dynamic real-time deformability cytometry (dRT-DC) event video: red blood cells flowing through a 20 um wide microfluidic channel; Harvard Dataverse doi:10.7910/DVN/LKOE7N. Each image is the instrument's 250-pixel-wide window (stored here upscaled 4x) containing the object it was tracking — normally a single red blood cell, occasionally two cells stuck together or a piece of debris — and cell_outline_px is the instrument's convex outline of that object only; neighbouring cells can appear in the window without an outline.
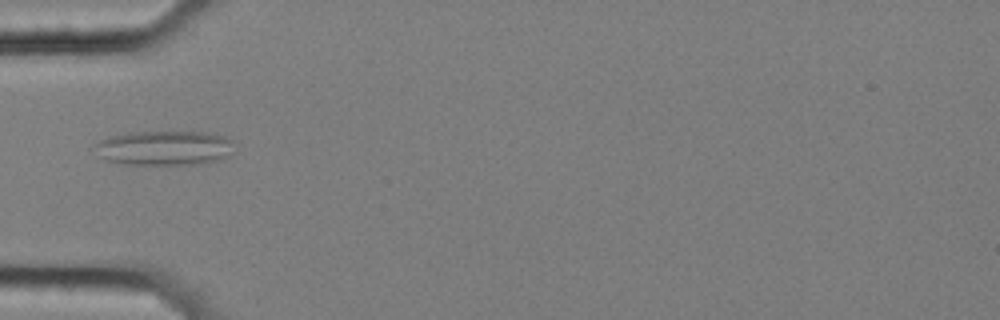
{"species": "common noctule bat (a hibernating species)", "species_latin": "Nyctalus noctula", "temperature_condition": "cold", "stored_images_in_passage": 31, "camera_frame_rate_fps": 3000, "um_per_image_px": 0.085, "animal": {"sex": "female", "body_mass_g": 25.1}, "frame": {"image": 1, "passage_image": 1, "time_ms": 0.0, "image_size_px": [1000, 320], "cell_outline_px": [[236, 152], [228, 156], [216, 160], [192, 164], [124, 164], [104, 160], [96, 156], [92, 144], [108, 136], [128, 132], [208, 132], [224, 136], [232, 140]], "centroid_in_image_um": [13.92, 12.57], "position_along_channel_um": 71.1, "area_um2": 28.61}}
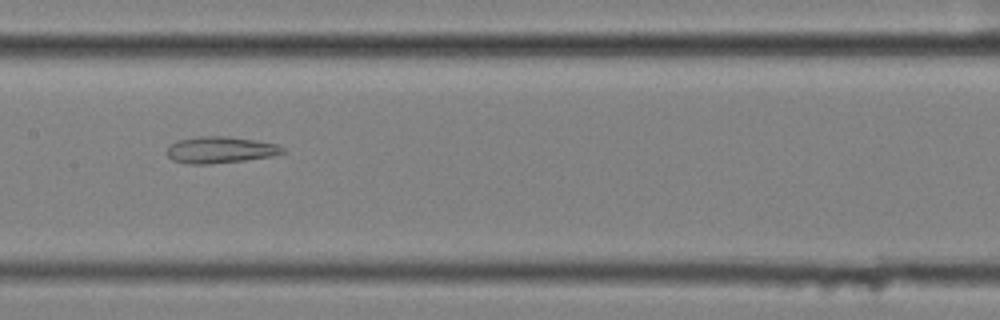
{"frame": {"image": 2, "passage_image": 11, "time_ms": 3.333, "image_size_px": [1000, 320], "cell_outline_px": [[284, 152], [272, 156], [244, 160], [208, 164], [188, 164], [172, 160], [168, 156], [168, 148], [176, 140], [196, 136], [228, 136], [276, 144], [284, 148]], "centroid_in_image_um": [18.69, 12.73], "position_along_channel_um": 188.7, "area_um2": 17.74}, "authors_computed_cell_mechanics": {"area_um2": 18.3804, "velocity_mm_per_s": 3.5211, "shape_relaxation_time_tau1_ms": null, "shape_relaxation_time_tau2_ms": 3.5658, "deformation_change_tau1": null, "deformation_change_tau2": 0.1346}}